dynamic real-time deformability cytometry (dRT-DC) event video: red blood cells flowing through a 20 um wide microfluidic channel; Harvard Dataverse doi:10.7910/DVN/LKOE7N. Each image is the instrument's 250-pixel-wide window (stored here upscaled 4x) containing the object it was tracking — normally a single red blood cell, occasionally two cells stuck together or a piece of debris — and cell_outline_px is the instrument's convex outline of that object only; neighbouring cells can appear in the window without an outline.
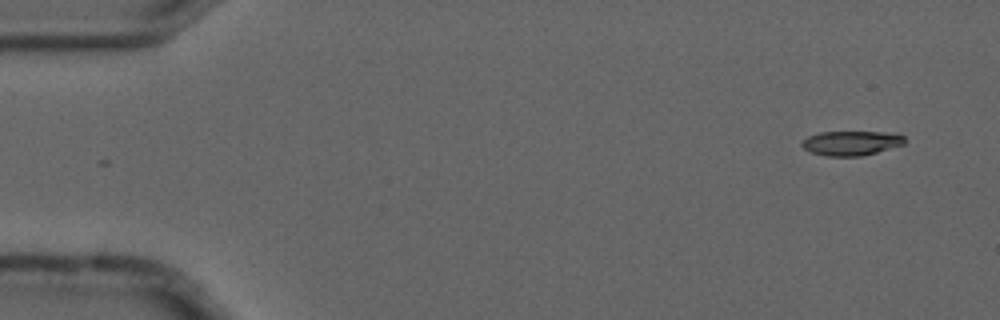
{"species": "common noctule bat (a hibernating species)", "species_latin": "Nyctalus noctula", "temperature_condition": "cold", "stored_images_in_passage": 4, "camera_frame_rate_fps": 3000, "um_per_image_px": 0.085, "animal": {"sex": "male", "forearm_length_mm": 52.5}, "frame": {"image": 1, "passage_image": 1, "time_ms": 0.0, "image_size_px": [1000, 320], "cell_outline_px": [[904, 144], [876, 152], [860, 156], [828, 156], [812, 152], [804, 148], [800, 144], [808, 136], [820, 132], [884, 132], [904, 136]], "centroid_in_image_um": [72.33, 12.16], "position_along_channel_um": 12.7, "area_um2": 14.39}}
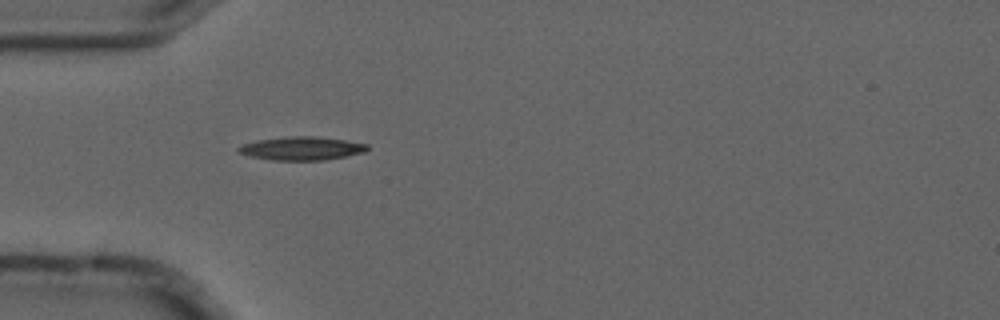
{"frame": {"image": 2, "passage_image": 4, "time_ms": 1.0, "image_size_px": [1000, 320], "cell_outline_px": [[368, 148], [364, 152], [324, 160], [272, 160], [248, 156], [236, 152], [236, 148], [244, 144], [260, 140], [292, 136], [316, 136], [344, 140], [368, 144]], "centroid_in_image_um": [25.61, 12.62], "position_along_channel_um": 59.4, "area_um2": 17.4}}